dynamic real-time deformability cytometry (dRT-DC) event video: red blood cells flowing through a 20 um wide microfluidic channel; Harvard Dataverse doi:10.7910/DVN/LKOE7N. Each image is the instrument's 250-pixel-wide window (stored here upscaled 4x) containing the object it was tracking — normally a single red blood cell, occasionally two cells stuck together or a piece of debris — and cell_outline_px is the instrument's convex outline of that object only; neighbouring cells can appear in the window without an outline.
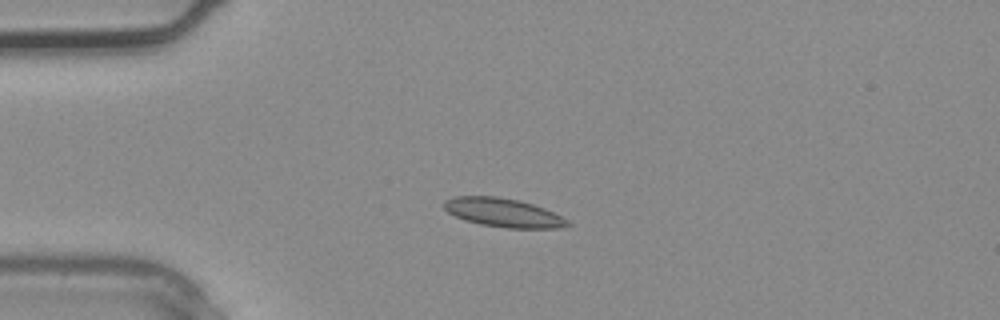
{"species": "common noctule bat (a hibernating species)", "species_latin": "Nyctalus noctula", "temperature_condition": "warm", "stored_images_in_passage": 2, "camera_frame_rate_fps": 3000, "um_per_image_px": 0.085, "animal": {"sex": "male", "body_mass_g": 20.4}, "frame": {"image": 1, "passage_image": 2, "time_ms": 0.333, "image_size_px": [1000, 320], "cell_outline_px": [[572, 224], [556, 228], [508, 228], [480, 224], [464, 220], [448, 212], [444, 208], [444, 200], [452, 196], [496, 196], [520, 200], [544, 208], [568, 220]], "centroid_in_image_um": [42.74, 18.06], "position_along_channel_um": 42.3, "area_um2": 20.63}}